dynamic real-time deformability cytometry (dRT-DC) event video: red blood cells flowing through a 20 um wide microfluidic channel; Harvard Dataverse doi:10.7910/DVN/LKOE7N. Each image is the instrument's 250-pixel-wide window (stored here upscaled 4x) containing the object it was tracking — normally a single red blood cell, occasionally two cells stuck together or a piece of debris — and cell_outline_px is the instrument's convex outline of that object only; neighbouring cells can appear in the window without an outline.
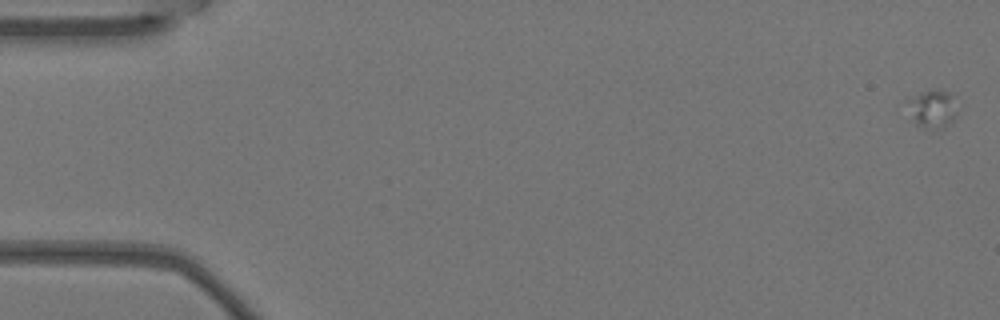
{"species": "Egyptian fruit bat (a non-hibernating species)", "species_latin": "Rousettus aegyptiacus", "temperature_condition": "warm", "stored_images_in_passage": 9, "camera_frame_rate_fps": 3000, "um_per_image_px": 0.085, "animal": {"sex": "female"}, "frame": {"image": 1, "passage_image": 1, "time_ms": 0.0, "image_size_px": [1000, 320], "cell_outline_px": [[956, 116], [940, 132], [916, 124], [904, 100], [908, 96], [936, 88], [956, 92]], "centroid_in_image_um": [79.29, 9.2], "position_along_channel_um": 5.7, "area_um2": 11.79}}
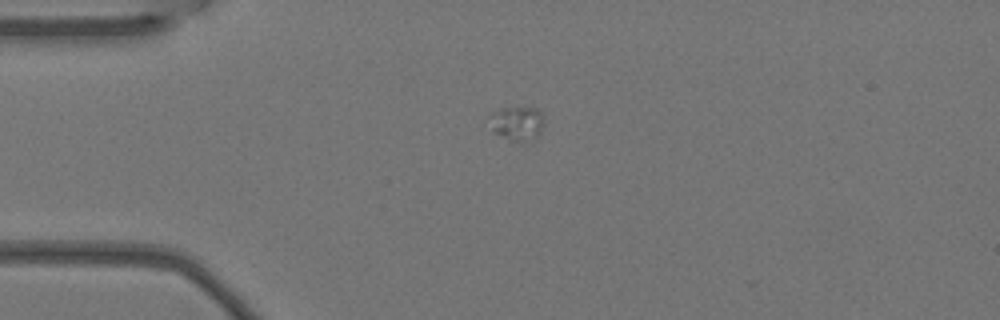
{"frame": {"image": 2, "passage_image": 4, "time_ms": 1.0, "image_size_px": [1000, 320], "cell_outline_px": [[544, 124], [540, 132], [536, 136], [524, 140], [516, 140], [492, 132], [488, 116], [492, 112], [504, 108], [536, 108], [544, 116]], "centroid_in_image_um": [43.94, 10.44], "position_along_channel_um": 41.1, "area_um2": 10.52}}